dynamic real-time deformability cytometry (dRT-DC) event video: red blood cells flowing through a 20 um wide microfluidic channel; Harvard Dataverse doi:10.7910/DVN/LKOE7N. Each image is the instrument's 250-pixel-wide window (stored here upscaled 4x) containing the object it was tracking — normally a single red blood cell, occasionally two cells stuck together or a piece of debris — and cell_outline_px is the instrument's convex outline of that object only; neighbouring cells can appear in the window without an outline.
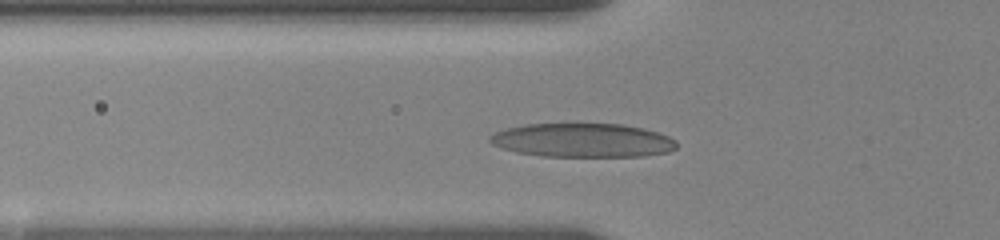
{"species": "human", "species_latin": "Homo sapiens", "temperature_condition": "room temperature", "stored_images_in_passage": 5, "camera_frame_rate_fps": 3000, "um_per_image_px": 0.085, "donor": {"sex": "female"}, "frame": {"image": 1, "passage_image": 2, "time_ms": 0.333, "image_size_px": [1000, 240], "cell_outline_px": [[676, 148], [668, 152], [644, 156], [540, 156], [516, 152], [500, 148], [492, 144], [488, 140], [488, 136], [496, 132], [508, 128], [524, 124], [620, 124], [644, 128], [668, 136], [676, 140]], "centroid_in_image_um": [49.5, 11.93], "position_along_channel_um": 76.3, "area_um2": 36.88}}